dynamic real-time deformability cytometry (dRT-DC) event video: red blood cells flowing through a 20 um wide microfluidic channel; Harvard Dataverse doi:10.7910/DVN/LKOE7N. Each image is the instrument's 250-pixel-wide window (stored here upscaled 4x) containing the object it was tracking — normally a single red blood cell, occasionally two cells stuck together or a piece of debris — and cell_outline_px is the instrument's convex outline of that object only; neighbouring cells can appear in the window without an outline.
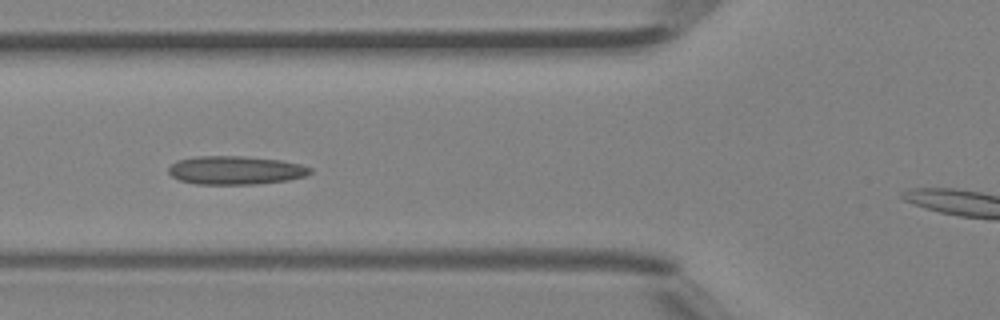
{"species": "Egyptian fruit bat (a non-hibernating species)", "species_latin": "Rousettus aegyptiacus", "temperature_condition": "room temperature", "stored_images_in_passage": 7, "segment_of_instrument_passage": [1, 2], "camera_frame_rate_fps": 3000, "um_per_image_px": 0.085, "animal": {"sex": "female"}, "frame": {"image": 1, "passage_image": 4, "time_ms": 1.0, "image_size_px": [1000, 320], "cell_outline_px": [[312, 172], [304, 176], [288, 180], [256, 184], [196, 184], [180, 180], [172, 176], [168, 172], [168, 168], [176, 160], [196, 156], [244, 156], [280, 160], [300, 164], [312, 168]], "centroid_in_image_um": [20.01, 14.46], "position_along_channel_um": 105.8, "area_um2": 23.52}}